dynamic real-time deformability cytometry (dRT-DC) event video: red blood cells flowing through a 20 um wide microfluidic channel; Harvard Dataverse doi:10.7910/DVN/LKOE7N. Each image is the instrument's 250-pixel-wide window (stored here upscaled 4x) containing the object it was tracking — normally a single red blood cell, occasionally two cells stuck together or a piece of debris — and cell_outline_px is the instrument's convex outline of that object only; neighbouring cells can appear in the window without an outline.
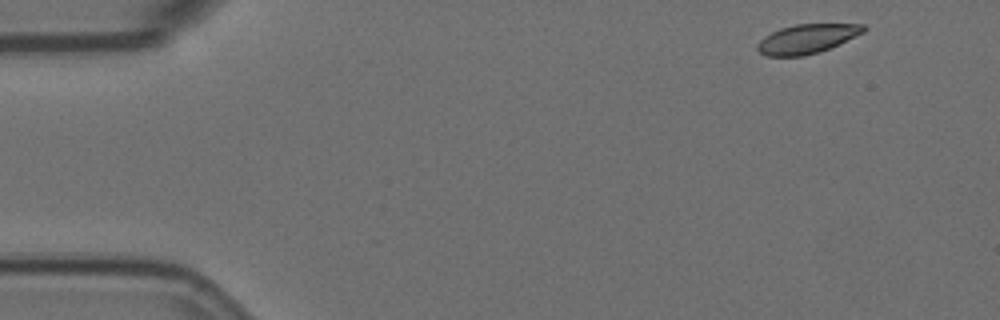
{"species": "Egyptian fruit bat (a non-hibernating species)", "species_latin": "Rousettus aegyptiacus", "temperature_condition": "room temperature", "stored_images_in_passage": 54, "camera_frame_rate_fps": 3000, "um_per_image_px": 0.085, "animal": {"sex": "female"}, "frame": {"image": 1, "passage_image": 1, "time_ms": 0.0, "image_size_px": [1000, 320], "cell_outline_px": [[868, 28], [864, 32], [820, 52], [804, 56], [768, 56], [760, 52], [756, 48], [756, 44], [764, 36], [780, 28], [796, 24], [864, 24]], "centroid_in_image_um": [68.58, 3.3], "position_along_channel_um": 16.4, "area_um2": 18.03}}
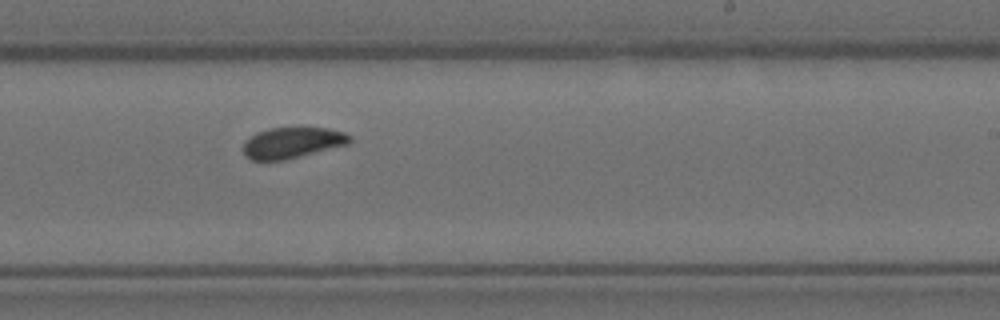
{"frame": {"image": 2, "passage_image": 31, "time_ms": 10.0, "image_size_px": [1000, 320], "cell_outline_px": [[352, 140], [348, 144], [284, 160], [252, 160], [244, 152], [244, 140], [256, 132], [268, 128], [300, 124], [328, 128], [344, 132], [352, 136]], "centroid_in_image_um": [24.87, 12.06], "position_along_channel_um": 264.1, "area_um2": 19.94}}
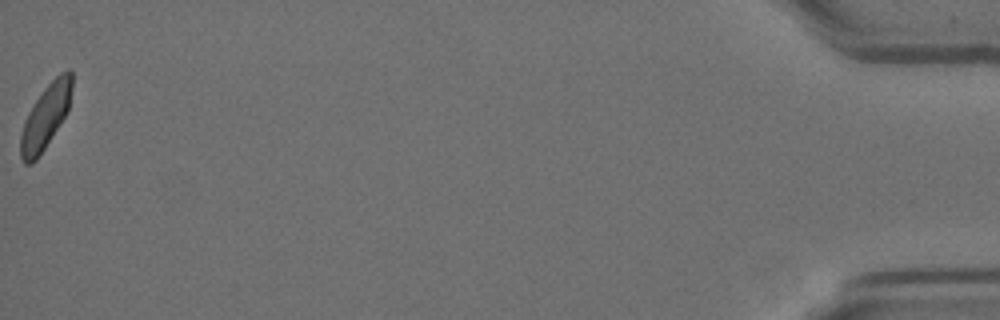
{"frame": {"image": 3, "passage_image": 54, "time_ms": 17.667, "image_size_px": [1000, 320], "cell_outline_px": [[72, 88], [68, 108], [64, 116], [44, 148], [36, 160], [32, 164], [24, 164], [20, 156], [20, 136], [24, 120], [28, 112], [44, 88], [60, 72], [68, 68], [72, 72]], "centroid_in_image_um": [3.85, 9.9], "position_along_channel_um": 431.3, "area_um2": 18.9}, "authors_computed_cell_mechanics": {"area_um2": 19.4786, "velocity_mm_per_s": 3.5016, "shape_relaxation_time_tau1_ms": 4.1241, "shape_relaxation_time_tau2_ms": null, "deformation_change_tau1": 0.0907, "deformation_change_tau2": null}}